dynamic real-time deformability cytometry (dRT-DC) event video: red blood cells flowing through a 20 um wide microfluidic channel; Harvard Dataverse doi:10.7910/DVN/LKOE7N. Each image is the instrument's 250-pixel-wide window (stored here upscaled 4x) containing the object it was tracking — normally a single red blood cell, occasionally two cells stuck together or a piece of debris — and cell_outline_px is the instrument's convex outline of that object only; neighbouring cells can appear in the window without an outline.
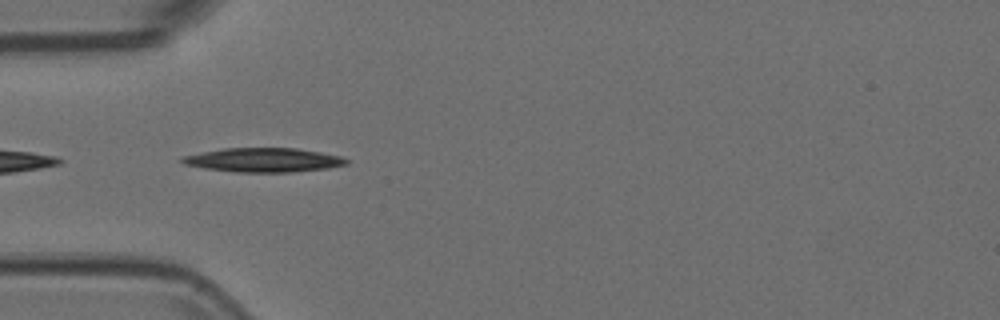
{"species": "Egyptian fruit bat (a non-hibernating species)", "species_latin": "Rousettus aegyptiacus", "temperature_condition": "room temperature", "stored_images_in_passage": 8, "camera_frame_rate_fps": 3000, "um_per_image_px": 0.085, "animal": {"sex": "female"}, "frame": {"image": 1, "passage_image": 2, "time_ms": 0.333, "image_size_px": [1000, 320], "cell_outline_px": [[348, 164], [328, 168], [292, 172], [236, 172], [204, 168], [184, 164], [180, 160], [184, 156], [224, 148], [296, 148], [320, 152], [340, 156], [348, 160]], "centroid_in_image_um": [22.42, 13.6], "position_along_channel_um": 62.6, "area_um2": 22.89}}
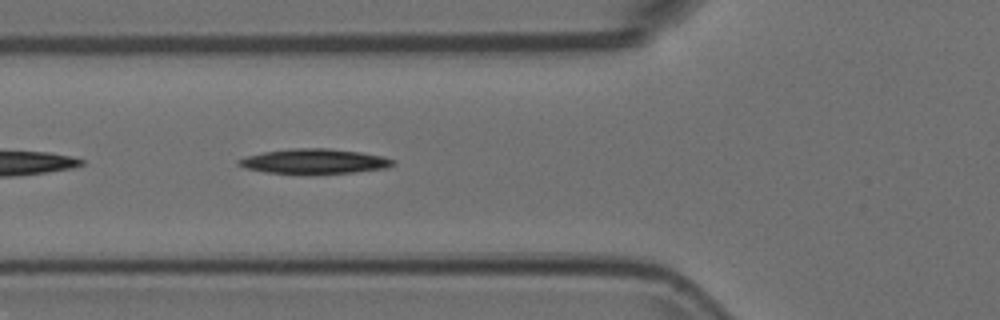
{"frame": {"image": 2, "passage_image": 5, "time_ms": 1.333, "image_size_px": [1000, 320], "cell_outline_px": [[396, 164], [388, 168], [356, 172], [308, 176], [264, 172], [244, 168], [236, 164], [236, 160], [244, 156], [264, 152], [292, 148], [328, 148], [360, 152], [380, 156], [396, 160]], "centroid_in_image_um": [26.68, 13.75], "position_along_channel_um": 99.1, "area_um2": 23.29}}